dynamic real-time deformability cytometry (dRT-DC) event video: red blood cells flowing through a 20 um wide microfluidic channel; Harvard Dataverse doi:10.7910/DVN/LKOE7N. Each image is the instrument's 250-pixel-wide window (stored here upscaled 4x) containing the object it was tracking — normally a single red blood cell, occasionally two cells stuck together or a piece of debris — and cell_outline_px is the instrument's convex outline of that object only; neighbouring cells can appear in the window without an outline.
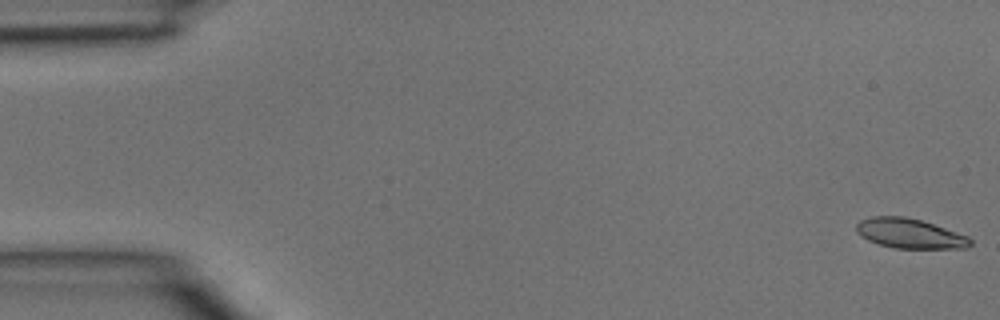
{"species": "common noctule bat (a hibernating species)", "species_latin": "Nyctalus noctula", "temperature_condition": "room temperature", "stored_images_in_passage": 4, "camera_frame_rate_fps": 3000, "um_per_image_px": 0.085, "animal": {"sex": "male", "body_mass_g": 15.6}, "frame": {"image": 1, "passage_image": 1, "time_ms": 0.0, "image_size_px": [1000, 320], "cell_outline_px": [[972, 244], [968, 248], [896, 248], [880, 244], [868, 240], [860, 236], [856, 232], [856, 224], [860, 220], [872, 216], [904, 216], [920, 220], [968, 236], [972, 240]], "centroid_in_image_um": [77.31, 19.84], "position_along_channel_um": 7.7, "area_um2": 19.65}}
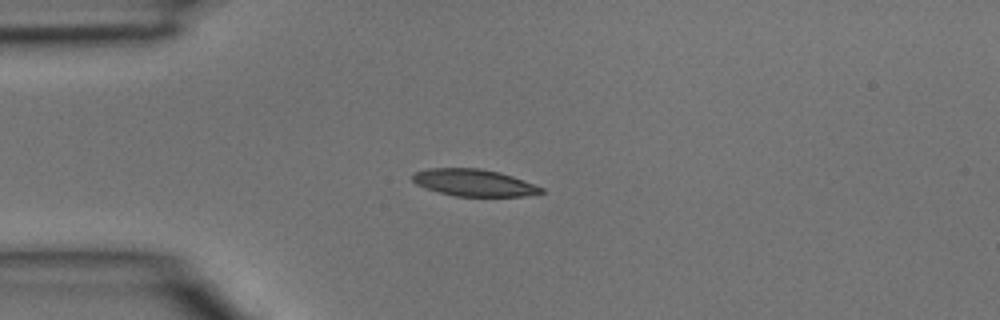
{"frame": {"image": 2, "passage_image": 4, "time_ms": 1.0, "image_size_px": [1000, 320], "cell_outline_px": [[544, 192], [528, 196], [456, 196], [440, 192], [416, 184], [412, 180], [412, 176], [416, 172], [428, 168], [480, 168], [500, 172], [512, 176], [544, 188]], "centroid_in_image_um": [40.31, 15.52], "position_along_channel_um": 44.7, "area_um2": 20.06}}